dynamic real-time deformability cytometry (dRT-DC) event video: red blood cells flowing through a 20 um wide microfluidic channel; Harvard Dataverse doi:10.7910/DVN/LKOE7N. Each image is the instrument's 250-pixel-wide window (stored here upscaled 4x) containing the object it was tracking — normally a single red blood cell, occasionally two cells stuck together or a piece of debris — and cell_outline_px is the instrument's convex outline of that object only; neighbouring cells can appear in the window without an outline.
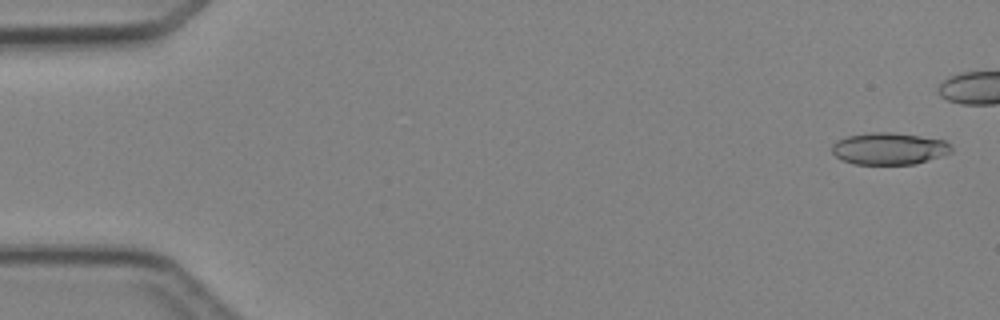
{"species": "Egyptian fruit bat (a non-hibernating species)", "species_latin": "Rousettus aegyptiacus", "temperature_condition": "cold", "stored_images_in_passage": 6, "camera_frame_rate_fps": 3000, "um_per_image_px": 0.085, "animal": {"sex": "female"}, "frame": {"image": 1, "passage_image": 1, "time_ms": 0.0, "image_size_px": [1000, 320], "cell_outline_px": [[952, 152], [916, 164], [852, 164], [840, 160], [832, 152], [832, 144], [836, 140], [848, 136], [868, 132], [892, 132], [920, 136], [944, 140], [952, 144]], "centroid_in_image_um": [75.56, 12.63], "position_along_channel_um": 9.4, "area_um2": 22.43}}
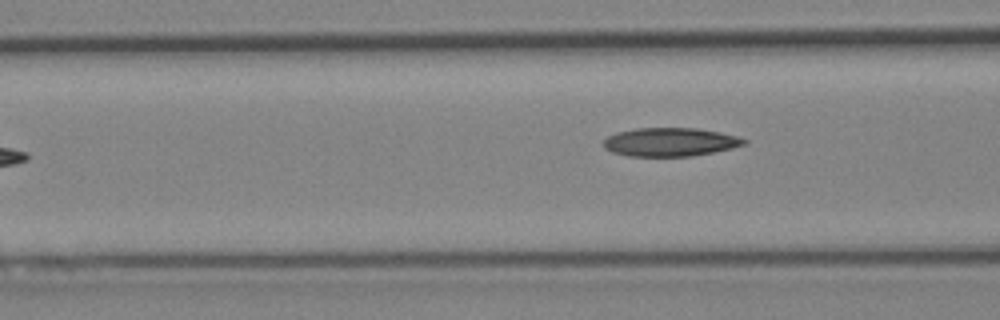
{"frame": {"image": 2, "passage_image": 6, "time_ms": 7.0, "image_size_px": [1000, 320], "cell_outline_px": [[748, 140], [744, 144], [732, 148], [692, 156], [628, 156], [612, 152], [604, 148], [604, 140], [608, 136], [616, 132], [636, 128], [696, 128], [720, 132], [736, 136]], "centroid_in_image_um": [56.94, 12.07], "position_along_channel_um": 109.7, "area_um2": 23.29}}